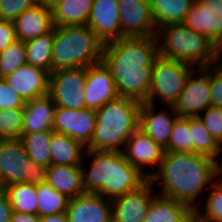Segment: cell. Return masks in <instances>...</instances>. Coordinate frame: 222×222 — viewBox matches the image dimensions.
<instances>
[{"label": "cell", "mask_w": 222, "mask_h": 222, "mask_svg": "<svg viewBox=\"0 0 222 222\" xmlns=\"http://www.w3.org/2000/svg\"><path fill=\"white\" fill-rule=\"evenodd\" d=\"M122 152L132 166L149 178L160 166L165 148L138 128L127 140Z\"/></svg>", "instance_id": "cell-13"}, {"label": "cell", "mask_w": 222, "mask_h": 222, "mask_svg": "<svg viewBox=\"0 0 222 222\" xmlns=\"http://www.w3.org/2000/svg\"><path fill=\"white\" fill-rule=\"evenodd\" d=\"M215 171H216V181L222 183V146L219 154L215 159Z\"/></svg>", "instance_id": "cell-45"}, {"label": "cell", "mask_w": 222, "mask_h": 222, "mask_svg": "<svg viewBox=\"0 0 222 222\" xmlns=\"http://www.w3.org/2000/svg\"><path fill=\"white\" fill-rule=\"evenodd\" d=\"M158 55L205 68L218 63L222 52L205 35L183 24H171L156 29Z\"/></svg>", "instance_id": "cell-5"}, {"label": "cell", "mask_w": 222, "mask_h": 222, "mask_svg": "<svg viewBox=\"0 0 222 222\" xmlns=\"http://www.w3.org/2000/svg\"><path fill=\"white\" fill-rule=\"evenodd\" d=\"M54 28L46 34L25 42L27 64L52 72Z\"/></svg>", "instance_id": "cell-28"}, {"label": "cell", "mask_w": 222, "mask_h": 222, "mask_svg": "<svg viewBox=\"0 0 222 222\" xmlns=\"http://www.w3.org/2000/svg\"><path fill=\"white\" fill-rule=\"evenodd\" d=\"M16 39L13 21L0 20V54Z\"/></svg>", "instance_id": "cell-41"}, {"label": "cell", "mask_w": 222, "mask_h": 222, "mask_svg": "<svg viewBox=\"0 0 222 222\" xmlns=\"http://www.w3.org/2000/svg\"><path fill=\"white\" fill-rule=\"evenodd\" d=\"M94 0H61L52 9L54 27L87 25Z\"/></svg>", "instance_id": "cell-25"}, {"label": "cell", "mask_w": 222, "mask_h": 222, "mask_svg": "<svg viewBox=\"0 0 222 222\" xmlns=\"http://www.w3.org/2000/svg\"><path fill=\"white\" fill-rule=\"evenodd\" d=\"M36 194L39 217L66 212L70 198L56 191L46 181L36 184Z\"/></svg>", "instance_id": "cell-31"}, {"label": "cell", "mask_w": 222, "mask_h": 222, "mask_svg": "<svg viewBox=\"0 0 222 222\" xmlns=\"http://www.w3.org/2000/svg\"><path fill=\"white\" fill-rule=\"evenodd\" d=\"M95 125L96 110L90 108L75 110L56 107L52 123L54 132L70 136L85 147L92 140Z\"/></svg>", "instance_id": "cell-12"}, {"label": "cell", "mask_w": 222, "mask_h": 222, "mask_svg": "<svg viewBox=\"0 0 222 222\" xmlns=\"http://www.w3.org/2000/svg\"><path fill=\"white\" fill-rule=\"evenodd\" d=\"M12 207L7 195L0 191V222H10L12 215Z\"/></svg>", "instance_id": "cell-42"}, {"label": "cell", "mask_w": 222, "mask_h": 222, "mask_svg": "<svg viewBox=\"0 0 222 222\" xmlns=\"http://www.w3.org/2000/svg\"><path fill=\"white\" fill-rule=\"evenodd\" d=\"M10 222H39V216L13 211Z\"/></svg>", "instance_id": "cell-43"}, {"label": "cell", "mask_w": 222, "mask_h": 222, "mask_svg": "<svg viewBox=\"0 0 222 222\" xmlns=\"http://www.w3.org/2000/svg\"><path fill=\"white\" fill-rule=\"evenodd\" d=\"M47 168L30 160L22 140H0L1 191L14 183L40 184L46 181Z\"/></svg>", "instance_id": "cell-8"}, {"label": "cell", "mask_w": 222, "mask_h": 222, "mask_svg": "<svg viewBox=\"0 0 222 222\" xmlns=\"http://www.w3.org/2000/svg\"><path fill=\"white\" fill-rule=\"evenodd\" d=\"M13 24L16 39L23 42L35 39L54 28L52 10L35 4L18 16Z\"/></svg>", "instance_id": "cell-21"}, {"label": "cell", "mask_w": 222, "mask_h": 222, "mask_svg": "<svg viewBox=\"0 0 222 222\" xmlns=\"http://www.w3.org/2000/svg\"><path fill=\"white\" fill-rule=\"evenodd\" d=\"M81 167L85 192L109 200L139 189L149 180L125 159L123 152L86 150Z\"/></svg>", "instance_id": "cell-3"}, {"label": "cell", "mask_w": 222, "mask_h": 222, "mask_svg": "<svg viewBox=\"0 0 222 222\" xmlns=\"http://www.w3.org/2000/svg\"><path fill=\"white\" fill-rule=\"evenodd\" d=\"M195 0H149L156 29L182 24Z\"/></svg>", "instance_id": "cell-27"}, {"label": "cell", "mask_w": 222, "mask_h": 222, "mask_svg": "<svg viewBox=\"0 0 222 222\" xmlns=\"http://www.w3.org/2000/svg\"><path fill=\"white\" fill-rule=\"evenodd\" d=\"M210 90L212 106L222 108V59L210 66Z\"/></svg>", "instance_id": "cell-40"}, {"label": "cell", "mask_w": 222, "mask_h": 222, "mask_svg": "<svg viewBox=\"0 0 222 222\" xmlns=\"http://www.w3.org/2000/svg\"><path fill=\"white\" fill-rule=\"evenodd\" d=\"M193 152L216 159L221 145L211 136L199 117H189Z\"/></svg>", "instance_id": "cell-32"}, {"label": "cell", "mask_w": 222, "mask_h": 222, "mask_svg": "<svg viewBox=\"0 0 222 222\" xmlns=\"http://www.w3.org/2000/svg\"><path fill=\"white\" fill-rule=\"evenodd\" d=\"M149 181L153 186L160 185L158 195L184 202L195 210L201 205L197 198L216 181L215 160L194 152L165 151Z\"/></svg>", "instance_id": "cell-2"}, {"label": "cell", "mask_w": 222, "mask_h": 222, "mask_svg": "<svg viewBox=\"0 0 222 222\" xmlns=\"http://www.w3.org/2000/svg\"><path fill=\"white\" fill-rule=\"evenodd\" d=\"M87 67L54 70L49 75V95L57 107L65 109L86 108L83 96Z\"/></svg>", "instance_id": "cell-9"}, {"label": "cell", "mask_w": 222, "mask_h": 222, "mask_svg": "<svg viewBox=\"0 0 222 222\" xmlns=\"http://www.w3.org/2000/svg\"><path fill=\"white\" fill-rule=\"evenodd\" d=\"M202 199H205L204 205L195 208L194 219L197 222H222V183L215 181Z\"/></svg>", "instance_id": "cell-33"}, {"label": "cell", "mask_w": 222, "mask_h": 222, "mask_svg": "<svg viewBox=\"0 0 222 222\" xmlns=\"http://www.w3.org/2000/svg\"><path fill=\"white\" fill-rule=\"evenodd\" d=\"M46 182L70 199L86 193L81 165H51L46 171Z\"/></svg>", "instance_id": "cell-24"}, {"label": "cell", "mask_w": 222, "mask_h": 222, "mask_svg": "<svg viewBox=\"0 0 222 222\" xmlns=\"http://www.w3.org/2000/svg\"><path fill=\"white\" fill-rule=\"evenodd\" d=\"M51 165H81L86 147L70 136L52 130Z\"/></svg>", "instance_id": "cell-26"}, {"label": "cell", "mask_w": 222, "mask_h": 222, "mask_svg": "<svg viewBox=\"0 0 222 222\" xmlns=\"http://www.w3.org/2000/svg\"><path fill=\"white\" fill-rule=\"evenodd\" d=\"M52 131L21 133L26 153L30 160L48 168L51 166V145Z\"/></svg>", "instance_id": "cell-30"}, {"label": "cell", "mask_w": 222, "mask_h": 222, "mask_svg": "<svg viewBox=\"0 0 222 222\" xmlns=\"http://www.w3.org/2000/svg\"><path fill=\"white\" fill-rule=\"evenodd\" d=\"M61 0H35L36 4L43 8L53 9Z\"/></svg>", "instance_id": "cell-46"}, {"label": "cell", "mask_w": 222, "mask_h": 222, "mask_svg": "<svg viewBox=\"0 0 222 222\" xmlns=\"http://www.w3.org/2000/svg\"><path fill=\"white\" fill-rule=\"evenodd\" d=\"M3 192L7 195L13 211L38 215L35 184L14 183L4 187Z\"/></svg>", "instance_id": "cell-29"}, {"label": "cell", "mask_w": 222, "mask_h": 222, "mask_svg": "<svg viewBox=\"0 0 222 222\" xmlns=\"http://www.w3.org/2000/svg\"><path fill=\"white\" fill-rule=\"evenodd\" d=\"M83 96L86 108L94 110L119 96L111 71L103 61L87 67Z\"/></svg>", "instance_id": "cell-17"}, {"label": "cell", "mask_w": 222, "mask_h": 222, "mask_svg": "<svg viewBox=\"0 0 222 222\" xmlns=\"http://www.w3.org/2000/svg\"><path fill=\"white\" fill-rule=\"evenodd\" d=\"M140 107V102L118 96L97 109L94 133L86 150L122 152L138 129Z\"/></svg>", "instance_id": "cell-4"}, {"label": "cell", "mask_w": 222, "mask_h": 222, "mask_svg": "<svg viewBox=\"0 0 222 222\" xmlns=\"http://www.w3.org/2000/svg\"><path fill=\"white\" fill-rule=\"evenodd\" d=\"M210 92V66L195 68L174 105L178 117H198L212 105Z\"/></svg>", "instance_id": "cell-10"}, {"label": "cell", "mask_w": 222, "mask_h": 222, "mask_svg": "<svg viewBox=\"0 0 222 222\" xmlns=\"http://www.w3.org/2000/svg\"><path fill=\"white\" fill-rule=\"evenodd\" d=\"M198 117L211 136L222 146V108L211 105Z\"/></svg>", "instance_id": "cell-37"}, {"label": "cell", "mask_w": 222, "mask_h": 222, "mask_svg": "<svg viewBox=\"0 0 222 222\" xmlns=\"http://www.w3.org/2000/svg\"><path fill=\"white\" fill-rule=\"evenodd\" d=\"M194 210L186 203L156 195L143 222H192Z\"/></svg>", "instance_id": "cell-23"}, {"label": "cell", "mask_w": 222, "mask_h": 222, "mask_svg": "<svg viewBox=\"0 0 222 222\" xmlns=\"http://www.w3.org/2000/svg\"><path fill=\"white\" fill-rule=\"evenodd\" d=\"M69 222H112L111 200L95 193H84L69 200Z\"/></svg>", "instance_id": "cell-18"}, {"label": "cell", "mask_w": 222, "mask_h": 222, "mask_svg": "<svg viewBox=\"0 0 222 222\" xmlns=\"http://www.w3.org/2000/svg\"><path fill=\"white\" fill-rule=\"evenodd\" d=\"M27 64L25 42L15 39L0 54V77L14 73L20 66Z\"/></svg>", "instance_id": "cell-34"}, {"label": "cell", "mask_w": 222, "mask_h": 222, "mask_svg": "<svg viewBox=\"0 0 222 222\" xmlns=\"http://www.w3.org/2000/svg\"><path fill=\"white\" fill-rule=\"evenodd\" d=\"M165 151L173 152H193V142L189 128V117H177L173 128L168 146Z\"/></svg>", "instance_id": "cell-35"}, {"label": "cell", "mask_w": 222, "mask_h": 222, "mask_svg": "<svg viewBox=\"0 0 222 222\" xmlns=\"http://www.w3.org/2000/svg\"><path fill=\"white\" fill-rule=\"evenodd\" d=\"M35 4V0H0V20L14 21Z\"/></svg>", "instance_id": "cell-38"}, {"label": "cell", "mask_w": 222, "mask_h": 222, "mask_svg": "<svg viewBox=\"0 0 222 222\" xmlns=\"http://www.w3.org/2000/svg\"><path fill=\"white\" fill-rule=\"evenodd\" d=\"M104 45L88 25L54 27L52 72L102 62Z\"/></svg>", "instance_id": "cell-6"}, {"label": "cell", "mask_w": 222, "mask_h": 222, "mask_svg": "<svg viewBox=\"0 0 222 222\" xmlns=\"http://www.w3.org/2000/svg\"><path fill=\"white\" fill-rule=\"evenodd\" d=\"M39 222H69L67 213H59L55 215L40 216Z\"/></svg>", "instance_id": "cell-44"}, {"label": "cell", "mask_w": 222, "mask_h": 222, "mask_svg": "<svg viewBox=\"0 0 222 222\" xmlns=\"http://www.w3.org/2000/svg\"><path fill=\"white\" fill-rule=\"evenodd\" d=\"M156 188L148 180L139 189L111 200L112 222H143Z\"/></svg>", "instance_id": "cell-16"}, {"label": "cell", "mask_w": 222, "mask_h": 222, "mask_svg": "<svg viewBox=\"0 0 222 222\" xmlns=\"http://www.w3.org/2000/svg\"><path fill=\"white\" fill-rule=\"evenodd\" d=\"M157 56L155 35L122 37L105 43L102 61L111 71L118 95L144 103L150 94Z\"/></svg>", "instance_id": "cell-1"}, {"label": "cell", "mask_w": 222, "mask_h": 222, "mask_svg": "<svg viewBox=\"0 0 222 222\" xmlns=\"http://www.w3.org/2000/svg\"><path fill=\"white\" fill-rule=\"evenodd\" d=\"M56 107L49 93L26 101L22 133L52 131Z\"/></svg>", "instance_id": "cell-22"}, {"label": "cell", "mask_w": 222, "mask_h": 222, "mask_svg": "<svg viewBox=\"0 0 222 222\" xmlns=\"http://www.w3.org/2000/svg\"><path fill=\"white\" fill-rule=\"evenodd\" d=\"M49 75L40 68L25 64L4 79L26 102L49 93Z\"/></svg>", "instance_id": "cell-20"}, {"label": "cell", "mask_w": 222, "mask_h": 222, "mask_svg": "<svg viewBox=\"0 0 222 222\" xmlns=\"http://www.w3.org/2000/svg\"><path fill=\"white\" fill-rule=\"evenodd\" d=\"M122 37H147L156 33L149 0H118Z\"/></svg>", "instance_id": "cell-14"}, {"label": "cell", "mask_w": 222, "mask_h": 222, "mask_svg": "<svg viewBox=\"0 0 222 222\" xmlns=\"http://www.w3.org/2000/svg\"><path fill=\"white\" fill-rule=\"evenodd\" d=\"M182 24L207 36L222 52V0H195Z\"/></svg>", "instance_id": "cell-11"}, {"label": "cell", "mask_w": 222, "mask_h": 222, "mask_svg": "<svg viewBox=\"0 0 222 222\" xmlns=\"http://www.w3.org/2000/svg\"><path fill=\"white\" fill-rule=\"evenodd\" d=\"M194 69L193 65L186 62L158 55L152 68L150 94L146 102L156 106L160 103L164 106H174Z\"/></svg>", "instance_id": "cell-7"}, {"label": "cell", "mask_w": 222, "mask_h": 222, "mask_svg": "<svg viewBox=\"0 0 222 222\" xmlns=\"http://www.w3.org/2000/svg\"><path fill=\"white\" fill-rule=\"evenodd\" d=\"M159 106L148 102L141 103L138 128L153 141L166 148L178 115L174 106L161 105L162 108L158 109Z\"/></svg>", "instance_id": "cell-15"}, {"label": "cell", "mask_w": 222, "mask_h": 222, "mask_svg": "<svg viewBox=\"0 0 222 222\" xmlns=\"http://www.w3.org/2000/svg\"><path fill=\"white\" fill-rule=\"evenodd\" d=\"M87 25L104 44L120 39L119 1L94 0Z\"/></svg>", "instance_id": "cell-19"}, {"label": "cell", "mask_w": 222, "mask_h": 222, "mask_svg": "<svg viewBox=\"0 0 222 222\" xmlns=\"http://www.w3.org/2000/svg\"><path fill=\"white\" fill-rule=\"evenodd\" d=\"M23 126V108L0 110V140L19 139Z\"/></svg>", "instance_id": "cell-36"}, {"label": "cell", "mask_w": 222, "mask_h": 222, "mask_svg": "<svg viewBox=\"0 0 222 222\" xmlns=\"http://www.w3.org/2000/svg\"><path fill=\"white\" fill-rule=\"evenodd\" d=\"M25 101L19 94L10 87L8 82L0 79V110H7L12 108H23Z\"/></svg>", "instance_id": "cell-39"}]
</instances>
